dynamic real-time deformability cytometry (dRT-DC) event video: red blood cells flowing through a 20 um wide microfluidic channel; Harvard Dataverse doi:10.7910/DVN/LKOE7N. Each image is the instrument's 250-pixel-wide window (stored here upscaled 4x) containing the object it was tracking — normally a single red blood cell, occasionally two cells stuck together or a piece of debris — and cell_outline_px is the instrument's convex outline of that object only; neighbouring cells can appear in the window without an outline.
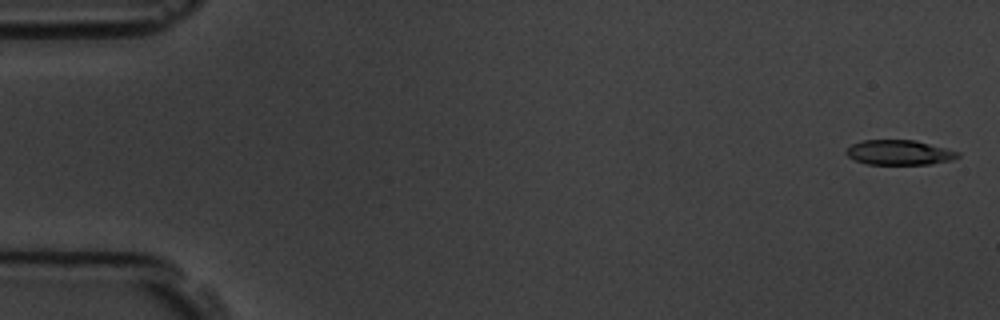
{"species": "common noctule bat (a hibernating species)", "species_latin": "Nyctalus noctula", "temperature_condition": "room temperature", "stored_images_in_passage": 5, "camera_frame_rate_fps": 3000, "um_per_image_px": 0.085, "animal": {"sex": "male", "body_mass_g": 19.5, "forearm_length_mm": 54.6}, "frame": {"image": 1, "passage_image": 1, "time_ms": 0.0, "image_size_px": [1000, 320], "cell_outline_px": [[960, 156], [952, 160], [932, 164], [868, 164], [856, 160], [848, 156], [844, 152], [852, 144], [864, 140], [916, 140], [960, 152]], "centroid_in_image_um": [76.46, 12.96], "position_along_channel_um": 8.5, "area_um2": 16.13}}
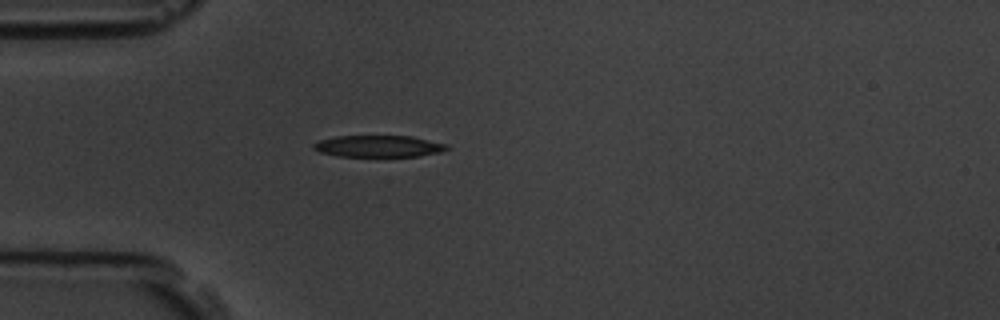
{"frame": {"image": 2, "passage_image": 5, "time_ms": 4.667, "image_size_px": [1000, 320], "cell_outline_px": [[448, 148], [440, 152], [420, 156], [336, 156], [320, 152], [312, 148], [312, 144], [320, 140], [336, 136], [412, 136], [448, 144]], "centroid_in_image_um": [32.17, 12.42], "position_along_channel_um": 52.8, "area_um2": 16.82}}